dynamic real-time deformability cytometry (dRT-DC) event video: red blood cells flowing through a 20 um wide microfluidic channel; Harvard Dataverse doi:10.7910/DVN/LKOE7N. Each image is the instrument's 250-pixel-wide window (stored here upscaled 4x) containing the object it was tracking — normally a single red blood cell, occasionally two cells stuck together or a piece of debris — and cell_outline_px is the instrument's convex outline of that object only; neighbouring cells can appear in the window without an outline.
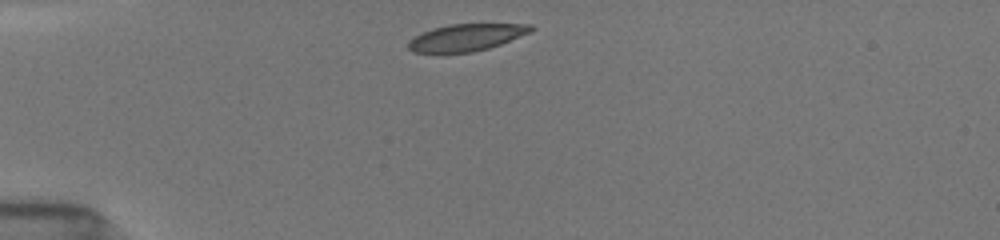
{"species": "common noctule bat (a hibernating species)", "species_latin": "Nyctalus noctula", "temperature_condition": "room temperature", "stored_images_in_passage": 39, "camera_frame_rate_fps": 3000, "um_per_image_px": 0.085, "animal": {"sex": "female", "body_mass_g": 19.5, "forearm_length_mm": 54.1}, "frame": {"image": 1, "passage_image": 1, "time_ms": 0.0, "image_size_px": [1000, 240], "cell_outline_px": [[536, 28], [532, 32], [500, 44], [488, 48], [472, 52], [412, 52], [408, 48], [408, 40], [432, 28], [448, 24], [532, 24]], "centroid_in_image_um": [39.67, 3.17], "position_along_channel_um": 45.3, "area_um2": 19.19}}
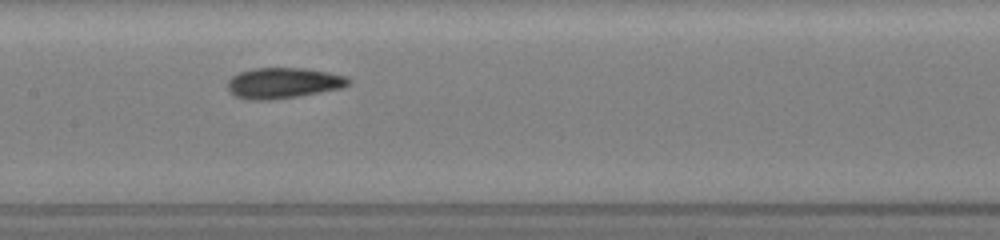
{"frame": {"image": 2, "passage_image": 14, "time_ms": 4.333, "image_size_px": [1000, 240], "cell_outline_px": [[352, 80], [344, 88], [300, 96], [268, 100], [248, 100], [236, 96], [228, 88], [228, 80], [232, 76], [240, 72], [252, 68], [304, 68], [328, 72], [348, 76]], "centroid_in_image_um": [24.12, 7.05], "position_along_channel_um": 183.3, "area_um2": 21.79}}
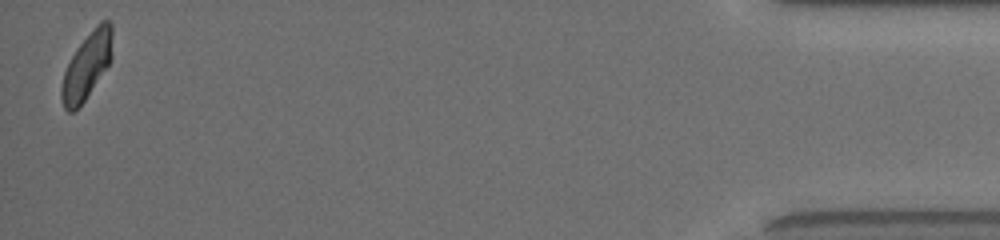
{"frame": {"image": 3, "passage_image": 39, "time_ms": 12.667, "image_size_px": [1000, 240], "cell_outline_px": [[112, 56], [108, 64], [84, 100], [72, 112], [68, 112], [64, 108], [60, 96], [60, 88], [64, 72], [76, 48], [96, 24], [100, 20], [108, 20], [112, 24]], "centroid_in_image_um": [7.37, 5.55], "position_along_channel_um": 427.8, "area_um2": 19.36}, "authors_computed_cell_mechanics": {"area_um2": 20.6924, "velocity_mm_per_s": 3.898, "shape_relaxation_time_tau1_ms": 4.7287, "shape_relaxation_time_tau2_ms": 2.2224, "deformation_change_tau1": 0.1572, "deformation_change_tau2": 0.0707}}